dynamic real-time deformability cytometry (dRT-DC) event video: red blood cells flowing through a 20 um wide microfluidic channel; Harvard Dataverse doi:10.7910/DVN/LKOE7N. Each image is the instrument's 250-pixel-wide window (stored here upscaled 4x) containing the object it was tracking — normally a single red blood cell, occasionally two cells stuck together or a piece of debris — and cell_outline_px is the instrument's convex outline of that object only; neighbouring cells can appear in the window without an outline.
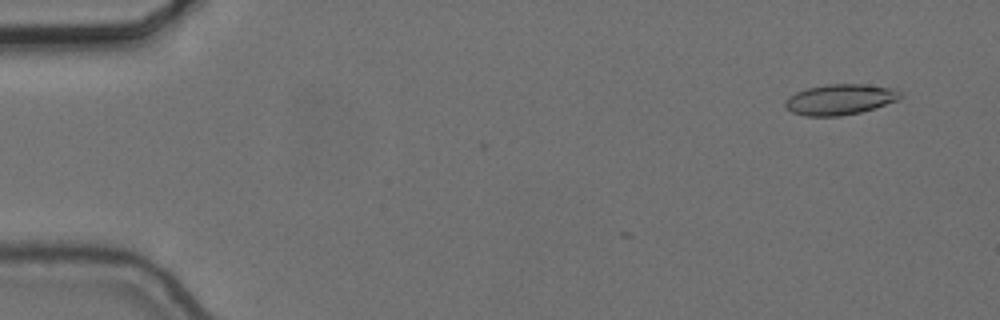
{"species": "common noctule bat (a hibernating species)", "species_latin": "Nyctalus noctula", "temperature_condition": "cold", "stored_images_in_passage": 11, "camera_frame_rate_fps": 3000, "um_per_image_px": 0.085, "animal": {"sex": "female", "body_mass_g": 24.6, "forearm_length_mm": 56.2}, "frame": {"image": 1, "passage_image": 4, "time_ms": 1.0, "image_size_px": [1000, 320], "cell_outline_px": [[904, 96], [900, 100], [860, 112], [840, 116], [804, 116], [792, 112], [784, 104], [784, 100], [796, 92], [808, 88], [828, 84], [860, 84], [892, 88], [900, 92]], "centroid_in_image_um": [71.41, 8.46], "position_along_channel_um": 13.6, "area_um2": 20.46}}